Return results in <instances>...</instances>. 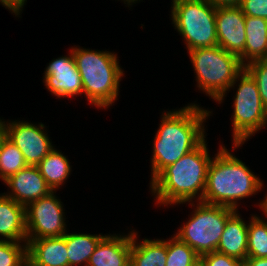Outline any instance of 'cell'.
<instances>
[{
	"mask_svg": "<svg viewBox=\"0 0 267 266\" xmlns=\"http://www.w3.org/2000/svg\"><path fill=\"white\" fill-rule=\"evenodd\" d=\"M218 46L240 57L246 44L245 15L239 6L216 8Z\"/></svg>",
	"mask_w": 267,
	"mask_h": 266,
	"instance_id": "12",
	"label": "cell"
},
{
	"mask_svg": "<svg viewBox=\"0 0 267 266\" xmlns=\"http://www.w3.org/2000/svg\"><path fill=\"white\" fill-rule=\"evenodd\" d=\"M0 235L6 241L27 243L25 206L0 195Z\"/></svg>",
	"mask_w": 267,
	"mask_h": 266,
	"instance_id": "17",
	"label": "cell"
},
{
	"mask_svg": "<svg viewBox=\"0 0 267 266\" xmlns=\"http://www.w3.org/2000/svg\"><path fill=\"white\" fill-rule=\"evenodd\" d=\"M239 7L244 15L267 20V0H242Z\"/></svg>",
	"mask_w": 267,
	"mask_h": 266,
	"instance_id": "28",
	"label": "cell"
},
{
	"mask_svg": "<svg viewBox=\"0 0 267 266\" xmlns=\"http://www.w3.org/2000/svg\"><path fill=\"white\" fill-rule=\"evenodd\" d=\"M240 81L234 99L233 147H239L267 124V108L262 104L256 81L244 69L234 80Z\"/></svg>",
	"mask_w": 267,
	"mask_h": 266,
	"instance_id": "8",
	"label": "cell"
},
{
	"mask_svg": "<svg viewBox=\"0 0 267 266\" xmlns=\"http://www.w3.org/2000/svg\"><path fill=\"white\" fill-rule=\"evenodd\" d=\"M200 256L175 235L167 240V258L165 266H199Z\"/></svg>",
	"mask_w": 267,
	"mask_h": 266,
	"instance_id": "23",
	"label": "cell"
},
{
	"mask_svg": "<svg viewBox=\"0 0 267 266\" xmlns=\"http://www.w3.org/2000/svg\"><path fill=\"white\" fill-rule=\"evenodd\" d=\"M242 261L237 258L227 256L220 252L214 251L200 257L199 266H241Z\"/></svg>",
	"mask_w": 267,
	"mask_h": 266,
	"instance_id": "27",
	"label": "cell"
},
{
	"mask_svg": "<svg viewBox=\"0 0 267 266\" xmlns=\"http://www.w3.org/2000/svg\"><path fill=\"white\" fill-rule=\"evenodd\" d=\"M27 266H69L64 236L27 239Z\"/></svg>",
	"mask_w": 267,
	"mask_h": 266,
	"instance_id": "14",
	"label": "cell"
},
{
	"mask_svg": "<svg viewBox=\"0 0 267 266\" xmlns=\"http://www.w3.org/2000/svg\"><path fill=\"white\" fill-rule=\"evenodd\" d=\"M67 257L69 266L81 265L87 266L89 259L98 243L105 237L104 235L65 233Z\"/></svg>",
	"mask_w": 267,
	"mask_h": 266,
	"instance_id": "20",
	"label": "cell"
},
{
	"mask_svg": "<svg viewBox=\"0 0 267 266\" xmlns=\"http://www.w3.org/2000/svg\"><path fill=\"white\" fill-rule=\"evenodd\" d=\"M0 239V266H27V244Z\"/></svg>",
	"mask_w": 267,
	"mask_h": 266,
	"instance_id": "25",
	"label": "cell"
},
{
	"mask_svg": "<svg viewBox=\"0 0 267 266\" xmlns=\"http://www.w3.org/2000/svg\"><path fill=\"white\" fill-rule=\"evenodd\" d=\"M136 233L132 232L130 266H165L167 258V240L144 239L136 244Z\"/></svg>",
	"mask_w": 267,
	"mask_h": 266,
	"instance_id": "19",
	"label": "cell"
},
{
	"mask_svg": "<svg viewBox=\"0 0 267 266\" xmlns=\"http://www.w3.org/2000/svg\"><path fill=\"white\" fill-rule=\"evenodd\" d=\"M6 126L7 138L22 152L27 165L37 166L54 149L42 123L36 126L14 121Z\"/></svg>",
	"mask_w": 267,
	"mask_h": 266,
	"instance_id": "10",
	"label": "cell"
},
{
	"mask_svg": "<svg viewBox=\"0 0 267 266\" xmlns=\"http://www.w3.org/2000/svg\"><path fill=\"white\" fill-rule=\"evenodd\" d=\"M259 207L263 210L264 214L267 216V195L265 199L260 202Z\"/></svg>",
	"mask_w": 267,
	"mask_h": 266,
	"instance_id": "33",
	"label": "cell"
},
{
	"mask_svg": "<svg viewBox=\"0 0 267 266\" xmlns=\"http://www.w3.org/2000/svg\"><path fill=\"white\" fill-rule=\"evenodd\" d=\"M210 113L199 105L190 104L163 115L154 138L151 181L205 139L203 123Z\"/></svg>",
	"mask_w": 267,
	"mask_h": 266,
	"instance_id": "1",
	"label": "cell"
},
{
	"mask_svg": "<svg viewBox=\"0 0 267 266\" xmlns=\"http://www.w3.org/2000/svg\"><path fill=\"white\" fill-rule=\"evenodd\" d=\"M132 231L126 236L105 235L87 266H130Z\"/></svg>",
	"mask_w": 267,
	"mask_h": 266,
	"instance_id": "15",
	"label": "cell"
},
{
	"mask_svg": "<svg viewBox=\"0 0 267 266\" xmlns=\"http://www.w3.org/2000/svg\"><path fill=\"white\" fill-rule=\"evenodd\" d=\"M4 183L12 191V193H4V195L25 207L30 202L38 200L52 192L37 166H26L4 180Z\"/></svg>",
	"mask_w": 267,
	"mask_h": 266,
	"instance_id": "13",
	"label": "cell"
},
{
	"mask_svg": "<svg viewBox=\"0 0 267 266\" xmlns=\"http://www.w3.org/2000/svg\"><path fill=\"white\" fill-rule=\"evenodd\" d=\"M244 69L256 81L262 104L267 108V62L256 60L244 66Z\"/></svg>",
	"mask_w": 267,
	"mask_h": 266,
	"instance_id": "26",
	"label": "cell"
},
{
	"mask_svg": "<svg viewBox=\"0 0 267 266\" xmlns=\"http://www.w3.org/2000/svg\"><path fill=\"white\" fill-rule=\"evenodd\" d=\"M211 160L204 139L195 149L164 168L150 183L157 203L183 204L193 201L197 194L198 202L202 201Z\"/></svg>",
	"mask_w": 267,
	"mask_h": 266,
	"instance_id": "2",
	"label": "cell"
},
{
	"mask_svg": "<svg viewBox=\"0 0 267 266\" xmlns=\"http://www.w3.org/2000/svg\"><path fill=\"white\" fill-rule=\"evenodd\" d=\"M241 266H267V258L247 257Z\"/></svg>",
	"mask_w": 267,
	"mask_h": 266,
	"instance_id": "31",
	"label": "cell"
},
{
	"mask_svg": "<svg viewBox=\"0 0 267 266\" xmlns=\"http://www.w3.org/2000/svg\"><path fill=\"white\" fill-rule=\"evenodd\" d=\"M195 209L194 215L175 236L201 257L217 250L225 224L236 210L201 201Z\"/></svg>",
	"mask_w": 267,
	"mask_h": 266,
	"instance_id": "7",
	"label": "cell"
},
{
	"mask_svg": "<svg viewBox=\"0 0 267 266\" xmlns=\"http://www.w3.org/2000/svg\"><path fill=\"white\" fill-rule=\"evenodd\" d=\"M261 187L263 188V183L260 178L225 146H220L209 164L201 202L237 210V200L252 196L261 190Z\"/></svg>",
	"mask_w": 267,
	"mask_h": 266,
	"instance_id": "3",
	"label": "cell"
},
{
	"mask_svg": "<svg viewBox=\"0 0 267 266\" xmlns=\"http://www.w3.org/2000/svg\"><path fill=\"white\" fill-rule=\"evenodd\" d=\"M39 172L52 191H55L70 175L68 159L56 149L47 154L37 165Z\"/></svg>",
	"mask_w": 267,
	"mask_h": 266,
	"instance_id": "21",
	"label": "cell"
},
{
	"mask_svg": "<svg viewBox=\"0 0 267 266\" xmlns=\"http://www.w3.org/2000/svg\"><path fill=\"white\" fill-rule=\"evenodd\" d=\"M26 166L22 152L7 138L0 151V178L4 181Z\"/></svg>",
	"mask_w": 267,
	"mask_h": 266,
	"instance_id": "24",
	"label": "cell"
},
{
	"mask_svg": "<svg viewBox=\"0 0 267 266\" xmlns=\"http://www.w3.org/2000/svg\"><path fill=\"white\" fill-rule=\"evenodd\" d=\"M172 20L188 51L218 45L216 7L208 0H173Z\"/></svg>",
	"mask_w": 267,
	"mask_h": 266,
	"instance_id": "6",
	"label": "cell"
},
{
	"mask_svg": "<svg viewBox=\"0 0 267 266\" xmlns=\"http://www.w3.org/2000/svg\"><path fill=\"white\" fill-rule=\"evenodd\" d=\"M80 73L83 93L97 107L106 108L117 100L123 70L117 55L108 51L72 48Z\"/></svg>",
	"mask_w": 267,
	"mask_h": 266,
	"instance_id": "4",
	"label": "cell"
},
{
	"mask_svg": "<svg viewBox=\"0 0 267 266\" xmlns=\"http://www.w3.org/2000/svg\"><path fill=\"white\" fill-rule=\"evenodd\" d=\"M216 8L239 6L242 0H208Z\"/></svg>",
	"mask_w": 267,
	"mask_h": 266,
	"instance_id": "30",
	"label": "cell"
},
{
	"mask_svg": "<svg viewBox=\"0 0 267 266\" xmlns=\"http://www.w3.org/2000/svg\"><path fill=\"white\" fill-rule=\"evenodd\" d=\"M188 52L198 87L220 104L226 91L244 70V65L238 56L228 53L218 45Z\"/></svg>",
	"mask_w": 267,
	"mask_h": 266,
	"instance_id": "5",
	"label": "cell"
},
{
	"mask_svg": "<svg viewBox=\"0 0 267 266\" xmlns=\"http://www.w3.org/2000/svg\"><path fill=\"white\" fill-rule=\"evenodd\" d=\"M25 1L27 0H0L2 5L10 9L16 16L22 11L21 8L24 7Z\"/></svg>",
	"mask_w": 267,
	"mask_h": 266,
	"instance_id": "29",
	"label": "cell"
},
{
	"mask_svg": "<svg viewBox=\"0 0 267 266\" xmlns=\"http://www.w3.org/2000/svg\"><path fill=\"white\" fill-rule=\"evenodd\" d=\"M46 88L58 98L74 97L83 93L82 79L72 53L49 63L44 73Z\"/></svg>",
	"mask_w": 267,
	"mask_h": 266,
	"instance_id": "11",
	"label": "cell"
},
{
	"mask_svg": "<svg viewBox=\"0 0 267 266\" xmlns=\"http://www.w3.org/2000/svg\"><path fill=\"white\" fill-rule=\"evenodd\" d=\"M246 44L244 53L239 57L245 66L267 55V20L245 15ZM246 60V61H245Z\"/></svg>",
	"mask_w": 267,
	"mask_h": 266,
	"instance_id": "18",
	"label": "cell"
},
{
	"mask_svg": "<svg viewBox=\"0 0 267 266\" xmlns=\"http://www.w3.org/2000/svg\"><path fill=\"white\" fill-rule=\"evenodd\" d=\"M6 139H7V126L6 123L0 119V151Z\"/></svg>",
	"mask_w": 267,
	"mask_h": 266,
	"instance_id": "32",
	"label": "cell"
},
{
	"mask_svg": "<svg viewBox=\"0 0 267 266\" xmlns=\"http://www.w3.org/2000/svg\"><path fill=\"white\" fill-rule=\"evenodd\" d=\"M61 203L52 191L25 207L27 239L60 237L67 232Z\"/></svg>",
	"mask_w": 267,
	"mask_h": 266,
	"instance_id": "9",
	"label": "cell"
},
{
	"mask_svg": "<svg viewBox=\"0 0 267 266\" xmlns=\"http://www.w3.org/2000/svg\"><path fill=\"white\" fill-rule=\"evenodd\" d=\"M237 212L228 218L216 251L244 262L248 256V225Z\"/></svg>",
	"mask_w": 267,
	"mask_h": 266,
	"instance_id": "16",
	"label": "cell"
},
{
	"mask_svg": "<svg viewBox=\"0 0 267 266\" xmlns=\"http://www.w3.org/2000/svg\"><path fill=\"white\" fill-rule=\"evenodd\" d=\"M248 256L267 258V222L253 216L248 225Z\"/></svg>",
	"mask_w": 267,
	"mask_h": 266,
	"instance_id": "22",
	"label": "cell"
}]
</instances>
